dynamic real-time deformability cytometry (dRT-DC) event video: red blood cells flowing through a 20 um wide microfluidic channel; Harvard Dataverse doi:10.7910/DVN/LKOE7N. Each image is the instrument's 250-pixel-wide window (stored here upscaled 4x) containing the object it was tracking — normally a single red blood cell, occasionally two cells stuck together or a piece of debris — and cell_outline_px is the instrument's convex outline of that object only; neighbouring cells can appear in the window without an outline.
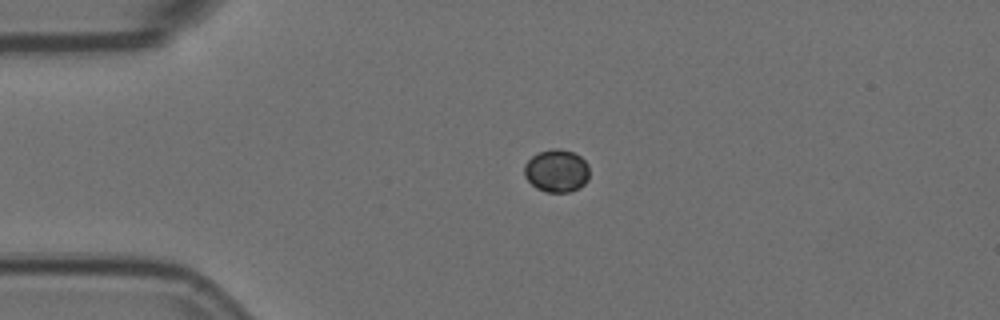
{"species": "Egyptian fruit bat (a non-hibernating species)", "species_latin": "Rousettus aegyptiacus", "temperature_condition": "room temperature", "stored_images_in_passage": 4, "camera_frame_rate_fps": 3000, "um_per_image_px": 0.085, "animal": {"sex": "female"}, "frame": {"image": 1, "passage_image": 3, "time_ms": 0.667, "image_size_px": [1000, 320], "cell_outline_px": [[588, 180], [580, 188], [568, 192], [548, 192], [536, 188], [524, 176], [524, 164], [532, 156], [540, 152], [552, 148], [560, 148], [572, 152], [580, 156], [588, 164]], "centroid_in_image_um": [47.31, 14.52], "position_along_channel_um": 37.7, "area_um2": 16.24}}